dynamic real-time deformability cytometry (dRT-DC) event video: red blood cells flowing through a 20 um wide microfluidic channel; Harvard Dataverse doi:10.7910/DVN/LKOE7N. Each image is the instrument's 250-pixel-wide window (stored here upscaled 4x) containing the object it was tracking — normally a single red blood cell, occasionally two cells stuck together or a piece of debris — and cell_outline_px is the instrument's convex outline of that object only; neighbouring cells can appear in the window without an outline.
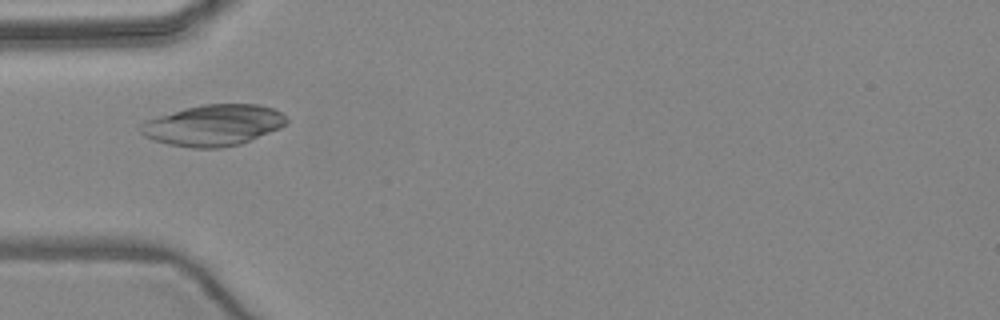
{"species": "common noctule bat (a hibernating species)", "species_latin": "Nyctalus noctula", "temperature_condition": "warm", "stored_images_in_passage": 4, "camera_frame_rate_fps": 3000, "um_per_image_px": 0.085, "animal": {"sex": "female", "body_mass_g": 24.6, "forearm_length_mm": 56.2}, "frame": {"image": 1, "passage_image": 4, "time_ms": 5.0, "image_size_px": [1000, 320], "cell_outline_px": [[288, 120], [280, 128], [240, 144], [220, 148], [192, 148], [168, 144], [144, 136], [140, 132], [140, 124], [148, 120], [184, 108], [204, 104], [256, 104], [272, 108], [288, 116]], "centroid_in_image_um": [18.16, 10.64], "position_along_channel_um": 66.8, "area_um2": 34.68}}